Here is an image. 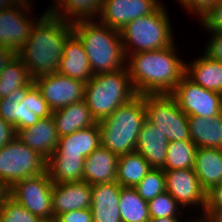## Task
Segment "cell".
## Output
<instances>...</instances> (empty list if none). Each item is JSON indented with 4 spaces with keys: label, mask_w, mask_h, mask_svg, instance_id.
Returning a JSON list of instances; mask_svg holds the SVG:
<instances>
[{
    "label": "cell",
    "mask_w": 222,
    "mask_h": 222,
    "mask_svg": "<svg viewBox=\"0 0 222 222\" xmlns=\"http://www.w3.org/2000/svg\"><path fill=\"white\" fill-rule=\"evenodd\" d=\"M145 120L144 95H137L97 122L101 146L118 156L135 152L138 134Z\"/></svg>",
    "instance_id": "4"
},
{
    "label": "cell",
    "mask_w": 222,
    "mask_h": 222,
    "mask_svg": "<svg viewBox=\"0 0 222 222\" xmlns=\"http://www.w3.org/2000/svg\"><path fill=\"white\" fill-rule=\"evenodd\" d=\"M72 33L71 22L47 10L34 24L24 47L17 53L33 80L58 72L64 43Z\"/></svg>",
    "instance_id": "1"
},
{
    "label": "cell",
    "mask_w": 222,
    "mask_h": 222,
    "mask_svg": "<svg viewBox=\"0 0 222 222\" xmlns=\"http://www.w3.org/2000/svg\"><path fill=\"white\" fill-rule=\"evenodd\" d=\"M33 81L22 60L16 56L0 72V98L9 96L13 91L28 86Z\"/></svg>",
    "instance_id": "31"
},
{
    "label": "cell",
    "mask_w": 222,
    "mask_h": 222,
    "mask_svg": "<svg viewBox=\"0 0 222 222\" xmlns=\"http://www.w3.org/2000/svg\"><path fill=\"white\" fill-rule=\"evenodd\" d=\"M150 170L152 167L140 153L135 151L121 155L117 163L116 182L121 187L135 188Z\"/></svg>",
    "instance_id": "28"
},
{
    "label": "cell",
    "mask_w": 222,
    "mask_h": 222,
    "mask_svg": "<svg viewBox=\"0 0 222 222\" xmlns=\"http://www.w3.org/2000/svg\"><path fill=\"white\" fill-rule=\"evenodd\" d=\"M160 0H103L98 21L114 30L121 29L130 21L153 13Z\"/></svg>",
    "instance_id": "13"
},
{
    "label": "cell",
    "mask_w": 222,
    "mask_h": 222,
    "mask_svg": "<svg viewBox=\"0 0 222 222\" xmlns=\"http://www.w3.org/2000/svg\"><path fill=\"white\" fill-rule=\"evenodd\" d=\"M56 131L59 137L72 134L80 129L91 127L97 123L83 99L52 111Z\"/></svg>",
    "instance_id": "22"
},
{
    "label": "cell",
    "mask_w": 222,
    "mask_h": 222,
    "mask_svg": "<svg viewBox=\"0 0 222 222\" xmlns=\"http://www.w3.org/2000/svg\"><path fill=\"white\" fill-rule=\"evenodd\" d=\"M192 218H190V222H210L205 216H200V218H193L195 220H191Z\"/></svg>",
    "instance_id": "48"
},
{
    "label": "cell",
    "mask_w": 222,
    "mask_h": 222,
    "mask_svg": "<svg viewBox=\"0 0 222 222\" xmlns=\"http://www.w3.org/2000/svg\"><path fill=\"white\" fill-rule=\"evenodd\" d=\"M189 63V64H188ZM186 62L185 75L195 84L222 94V63L205 53L193 62Z\"/></svg>",
    "instance_id": "24"
},
{
    "label": "cell",
    "mask_w": 222,
    "mask_h": 222,
    "mask_svg": "<svg viewBox=\"0 0 222 222\" xmlns=\"http://www.w3.org/2000/svg\"><path fill=\"white\" fill-rule=\"evenodd\" d=\"M219 0H179V4L189 13H194L200 19L218 2Z\"/></svg>",
    "instance_id": "38"
},
{
    "label": "cell",
    "mask_w": 222,
    "mask_h": 222,
    "mask_svg": "<svg viewBox=\"0 0 222 222\" xmlns=\"http://www.w3.org/2000/svg\"><path fill=\"white\" fill-rule=\"evenodd\" d=\"M32 81L28 86L13 91L9 96L0 98V117L6 122L17 126V103L26 98L27 92L34 86Z\"/></svg>",
    "instance_id": "35"
},
{
    "label": "cell",
    "mask_w": 222,
    "mask_h": 222,
    "mask_svg": "<svg viewBox=\"0 0 222 222\" xmlns=\"http://www.w3.org/2000/svg\"><path fill=\"white\" fill-rule=\"evenodd\" d=\"M181 216L179 217H166V218H153L149 222H181Z\"/></svg>",
    "instance_id": "47"
},
{
    "label": "cell",
    "mask_w": 222,
    "mask_h": 222,
    "mask_svg": "<svg viewBox=\"0 0 222 222\" xmlns=\"http://www.w3.org/2000/svg\"><path fill=\"white\" fill-rule=\"evenodd\" d=\"M166 192L181 206L200 207L204 213L206 191L201 187L194 169L164 170Z\"/></svg>",
    "instance_id": "14"
},
{
    "label": "cell",
    "mask_w": 222,
    "mask_h": 222,
    "mask_svg": "<svg viewBox=\"0 0 222 222\" xmlns=\"http://www.w3.org/2000/svg\"><path fill=\"white\" fill-rule=\"evenodd\" d=\"M47 172V160L18 138L0 148V179L12 187L16 182Z\"/></svg>",
    "instance_id": "7"
},
{
    "label": "cell",
    "mask_w": 222,
    "mask_h": 222,
    "mask_svg": "<svg viewBox=\"0 0 222 222\" xmlns=\"http://www.w3.org/2000/svg\"><path fill=\"white\" fill-rule=\"evenodd\" d=\"M101 145L98 123L59 137L56 150L51 156L88 157Z\"/></svg>",
    "instance_id": "21"
},
{
    "label": "cell",
    "mask_w": 222,
    "mask_h": 222,
    "mask_svg": "<svg viewBox=\"0 0 222 222\" xmlns=\"http://www.w3.org/2000/svg\"><path fill=\"white\" fill-rule=\"evenodd\" d=\"M119 208L121 222H149V207L135 188L121 187Z\"/></svg>",
    "instance_id": "30"
},
{
    "label": "cell",
    "mask_w": 222,
    "mask_h": 222,
    "mask_svg": "<svg viewBox=\"0 0 222 222\" xmlns=\"http://www.w3.org/2000/svg\"><path fill=\"white\" fill-rule=\"evenodd\" d=\"M33 82L52 111L84 99L86 83L58 72L38 77Z\"/></svg>",
    "instance_id": "12"
},
{
    "label": "cell",
    "mask_w": 222,
    "mask_h": 222,
    "mask_svg": "<svg viewBox=\"0 0 222 222\" xmlns=\"http://www.w3.org/2000/svg\"><path fill=\"white\" fill-rule=\"evenodd\" d=\"M138 194L147 202L166 192L165 173L163 169L152 168L135 187Z\"/></svg>",
    "instance_id": "33"
},
{
    "label": "cell",
    "mask_w": 222,
    "mask_h": 222,
    "mask_svg": "<svg viewBox=\"0 0 222 222\" xmlns=\"http://www.w3.org/2000/svg\"><path fill=\"white\" fill-rule=\"evenodd\" d=\"M196 145L191 140L169 142L163 170L194 169Z\"/></svg>",
    "instance_id": "32"
},
{
    "label": "cell",
    "mask_w": 222,
    "mask_h": 222,
    "mask_svg": "<svg viewBox=\"0 0 222 222\" xmlns=\"http://www.w3.org/2000/svg\"><path fill=\"white\" fill-rule=\"evenodd\" d=\"M168 145L167 136L146 118L138 134L136 152L140 153L152 168L162 169L165 166Z\"/></svg>",
    "instance_id": "18"
},
{
    "label": "cell",
    "mask_w": 222,
    "mask_h": 222,
    "mask_svg": "<svg viewBox=\"0 0 222 222\" xmlns=\"http://www.w3.org/2000/svg\"><path fill=\"white\" fill-rule=\"evenodd\" d=\"M148 207L150 219L178 217L180 214H184L180 211L182 206L168 192L157 195L150 200Z\"/></svg>",
    "instance_id": "34"
},
{
    "label": "cell",
    "mask_w": 222,
    "mask_h": 222,
    "mask_svg": "<svg viewBox=\"0 0 222 222\" xmlns=\"http://www.w3.org/2000/svg\"><path fill=\"white\" fill-rule=\"evenodd\" d=\"M58 73L84 83L93 76L84 46L74 33L64 43Z\"/></svg>",
    "instance_id": "19"
},
{
    "label": "cell",
    "mask_w": 222,
    "mask_h": 222,
    "mask_svg": "<svg viewBox=\"0 0 222 222\" xmlns=\"http://www.w3.org/2000/svg\"><path fill=\"white\" fill-rule=\"evenodd\" d=\"M17 53L9 48L0 46V72L12 62Z\"/></svg>",
    "instance_id": "43"
},
{
    "label": "cell",
    "mask_w": 222,
    "mask_h": 222,
    "mask_svg": "<svg viewBox=\"0 0 222 222\" xmlns=\"http://www.w3.org/2000/svg\"><path fill=\"white\" fill-rule=\"evenodd\" d=\"M103 0H59L47 11L68 22L96 19Z\"/></svg>",
    "instance_id": "27"
},
{
    "label": "cell",
    "mask_w": 222,
    "mask_h": 222,
    "mask_svg": "<svg viewBox=\"0 0 222 222\" xmlns=\"http://www.w3.org/2000/svg\"><path fill=\"white\" fill-rule=\"evenodd\" d=\"M176 51L173 43L163 49L127 56L126 67L138 95L173 92L186 72V63Z\"/></svg>",
    "instance_id": "2"
},
{
    "label": "cell",
    "mask_w": 222,
    "mask_h": 222,
    "mask_svg": "<svg viewBox=\"0 0 222 222\" xmlns=\"http://www.w3.org/2000/svg\"><path fill=\"white\" fill-rule=\"evenodd\" d=\"M202 27L207 31H222V0H219L201 19H199Z\"/></svg>",
    "instance_id": "37"
},
{
    "label": "cell",
    "mask_w": 222,
    "mask_h": 222,
    "mask_svg": "<svg viewBox=\"0 0 222 222\" xmlns=\"http://www.w3.org/2000/svg\"><path fill=\"white\" fill-rule=\"evenodd\" d=\"M84 157L50 156L47 172L54 183L83 181Z\"/></svg>",
    "instance_id": "29"
},
{
    "label": "cell",
    "mask_w": 222,
    "mask_h": 222,
    "mask_svg": "<svg viewBox=\"0 0 222 222\" xmlns=\"http://www.w3.org/2000/svg\"><path fill=\"white\" fill-rule=\"evenodd\" d=\"M146 118L165 134L169 142L191 140L188 116L171 94H144Z\"/></svg>",
    "instance_id": "8"
},
{
    "label": "cell",
    "mask_w": 222,
    "mask_h": 222,
    "mask_svg": "<svg viewBox=\"0 0 222 222\" xmlns=\"http://www.w3.org/2000/svg\"><path fill=\"white\" fill-rule=\"evenodd\" d=\"M42 222H56V221L53 219V220H44Z\"/></svg>",
    "instance_id": "49"
},
{
    "label": "cell",
    "mask_w": 222,
    "mask_h": 222,
    "mask_svg": "<svg viewBox=\"0 0 222 222\" xmlns=\"http://www.w3.org/2000/svg\"><path fill=\"white\" fill-rule=\"evenodd\" d=\"M30 0L20 5L0 10V46L18 53L28 40L34 24L40 19L29 17L31 12ZM25 11V13H24Z\"/></svg>",
    "instance_id": "11"
},
{
    "label": "cell",
    "mask_w": 222,
    "mask_h": 222,
    "mask_svg": "<svg viewBox=\"0 0 222 222\" xmlns=\"http://www.w3.org/2000/svg\"><path fill=\"white\" fill-rule=\"evenodd\" d=\"M16 137L15 127L0 117V148Z\"/></svg>",
    "instance_id": "42"
},
{
    "label": "cell",
    "mask_w": 222,
    "mask_h": 222,
    "mask_svg": "<svg viewBox=\"0 0 222 222\" xmlns=\"http://www.w3.org/2000/svg\"><path fill=\"white\" fill-rule=\"evenodd\" d=\"M118 158L100 145L84 160L83 181L90 185L116 181Z\"/></svg>",
    "instance_id": "20"
},
{
    "label": "cell",
    "mask_w": 222,
    "mask_h": 222,
    "mask_svg": "<svg viewBox=\"0 0 222 222\" xmlns=\"http://www.w3.org/2000/svg\"><path fill=\"white\" fill-rule=\"evenodd\" d=\"M137 95L126 67L113 72L94 74L85 84L84 100L92 117L98 122Z\"/></svg>",
    "instance_id": "5"
},
{
    "label": "cell",
    "mask_w": 222,
    "mask_h": 222,
    "mask_svg": "<svg viewBox=\"0 0 222 222\" xmlns=\"http://www.w3.org/2000/svg\"><path fill=\"white\" fill-rule=\"evenodd\" d=\"M72 26L84 46L93 75L126 68L119 31L94 19L78 20Z\"/></svg>",
    "instance_id": "3"
},
{
    "label": "cell",
    "mask_w": 222,
    "mask_h": 222,
    "mask_svg": "<svg viewBox=\"0 0 222 222\" xmlns=\"http://www.w3.org/2000/svg\"><path fill=\"white\" fill-rule=\"evenodd\" d=\"M91 185L84 181L54 183L52 210L54 218L62 213L91 208Z\"/></svg>",
    "instance_id": "15"
},
{
    "label": "cell",
    "mask_w": 222,
    "mask_h": 222,
    "mask_svg": "<svg viewBox=\"0 0 222 222\" xmlns=\"http://www.w3.org/2000/svg\"><path fill=\"white\" fill-rule=\"evenodd\" d=\"M52 110L36 85L26 95V98L17 103V126L15 130L35 125L40 118L49 117Z\"/></svg>",
    "instance_id": "26"
},
{
    "label": "cell",
    "mask_w": 222,
    "mask_h": 222,
    "mask_svg": "<svg viewBox=\"0 0 222 222\" xmlns=\"http://www.w3.org/2000/svg\"><path fill=\"white\" fill-rule=\"evenodd\" d=\"M93 222H121L119 199L121 186L116 182L91 185Z\"/></svg>",
    "instance_id": "17"
},
{
    "label": "cell",
    "mask_w": 222,
    "mask_h": 222,
    "mask_svg": "<svg viewBox=\"0 0 222 222\" xmlns=\"http://www.w3.org/2000/svg\"><path fill=\"white\" fill-rule=\"evenodd\" d=\"M191 141L197 148L222 149V113L210 117L188 116Z\"/></svg>",
    "instance_id": "23"
},
{
    "label": "cell",
    "mask_w": 222,
    "mask_h": 222,
    "mask_svg": "<svg viewBox=\"0 0 222 222\" xmlns=\"http://www.w3.org/2000/svg\"><path fill=\"white\" fill-rule=\"evenodd\" d=\"M171 95L187 116L210 117L222 113V94L195 84L186 75Z\"/></svg>",
    "instance_id": "10"
},
{
    "label": "cell",
    "mask_w": 222,
    "mask_h": 222,
    "mask_svg": "<svg viewBox=\"0 0 222 222\" xmlns=\"http://www.w3.org/2000/svg\"><path fill=\"white\" fill-rule=\"evenodd\" d=\"M25 0H0V10L11 8L15 5H20Z\"/></svg>",
    "instance_id": "46"
},
{
    "label": "cell",
    "mask_w": 222,
    "mask_h": 222,
    "mask_svg": "<svg viewBox=\"0 0 222 222\" xmlns=\"http://www.w3.org/2000/svg\"><path fill=\"white\" fill-rule=\"evenodd\" d=\"M56 222H93L91 208L73 210L57 215Z\"/></svg>",
    "instance_id": "39"
},
{
    "label": "cell",
    "mask_w": 222,
    "mask_h": 222,
    "mask_svg": "<svg viewBox=\"0 0 222 222\" xmlns=\"http://www.w3.org/2000/svg\"><path fill=\"white\" fill-rule=\"evenodd\" d=\"M195 173L201 187L208 192L222 183V149L197 148L195 153Z\"/></svg>",
    "instance_id": "25"
},
{
    "label": "cell",
    "mask_w": 222,
    "mask_h": 222,
    "mask_svg": "<svg viewBox=\"0 0 222 222\" xmlns=\"http://www.w3.org/2000/svg\"><path fill=\"white\" fill-rule=\"evenodd\" d=\"M11 197V187L0 179V208Z\"/></svg>",
    "instance_id": "45"
},
{
    "label": "cell",
    "mask_w": 222,
    "mask_h": 222,
    "mask_svg": "<svg viewBox=\"0 0 222 222\" xmlns=\"http://www.w3.org/2000/svg\"><path fill=\"white\" fill-rule=\"evenodd\" d=\"M166 10V5L161 4L153 13L130 21L119 31L126 57L133 53L163 49L175 43Z\"/></svg>",
    "instance_id": "6"
},
{
    "label": "cell",
    "mask_w": 222,
    "mask_h": 222,
    "mask_svg": "<svg viewBox=\"0 0 222 222\" xmlns=\"http://www.w3.org/2000/svg\"><path fill=\"white\" fill-rule=\"evenodd\" d=\"M205 208H222V183L206 192Z\"/></svg>",
    "instance_id": "41"
},
{
    "label": "cell",
    "mask_w": 222,
    "mask_h": 222,
    "mask_svg": "<svg viewBox=\"0 0 222 222\" xmlns=\"http://www.w3.org/2000/svg\"><path fill=\"white\" fill-rule=\"evenodd\" d=\"M0 222H42V220L10 197L0 208Z\"/></svg>",
    "instance_id": "36"
},
{
    "label": "cell",
    "mask_w": 222,
    "mask_h": 222,
    "mask_svg": "<svg viewBox=\"0 0 222 222\" xmlns=\"http://www.w3.org/2000/svg\"><path fill=\"white\" fill-rule=\"evenodd\" d=\"M204 53L222 63V31L212 32Z\"/></svg>",
    "instance_id": "40"
},
{
    "label": "cell",
    "mask_w": 222,
    "mask_h": 222,
    "mask_svg": "<svg viewBox=\"0 0 222 222\" xmlns=\"http://www.w3.org/2000/svg\"><path fill=\"white\" fill-rule=\"evenodd\" d=\"M16 138L48 160L59 142L55 121L51 116L40 118L38 122L16 131Z\"/></svg>",
    "instance_id": "16"
},
{
    "label": "cell",
    "mask_w": 222,
    "mask_h": 222,
    "mask_svg": "<svg viewBox=\"0 0 222 222\" xmlns=\"http://www.w3.org/2000/svg\"><path fill=\"white\" fill-rule=\"evenodd\" d=\"M201 215L205 216L210 222H222V208H205Z\"/></svg>",
    "instance_id": "44"
},
{
    "label": "cell",
    "mask_w": 222,
    "mask_h": 222,
    "mask_svg": "<svg viewBox=\"0 0 222 222\" xmlns=\"http://www.w3.org/2000/svg\"><path fill=\"white\" fill-rule=\"evenodd\" d=\"M53 184L48 172L29 177L11 187V198L42 221L53 220Z\"/></svg>",
    "instance_id": "9"
}]
</instances>
